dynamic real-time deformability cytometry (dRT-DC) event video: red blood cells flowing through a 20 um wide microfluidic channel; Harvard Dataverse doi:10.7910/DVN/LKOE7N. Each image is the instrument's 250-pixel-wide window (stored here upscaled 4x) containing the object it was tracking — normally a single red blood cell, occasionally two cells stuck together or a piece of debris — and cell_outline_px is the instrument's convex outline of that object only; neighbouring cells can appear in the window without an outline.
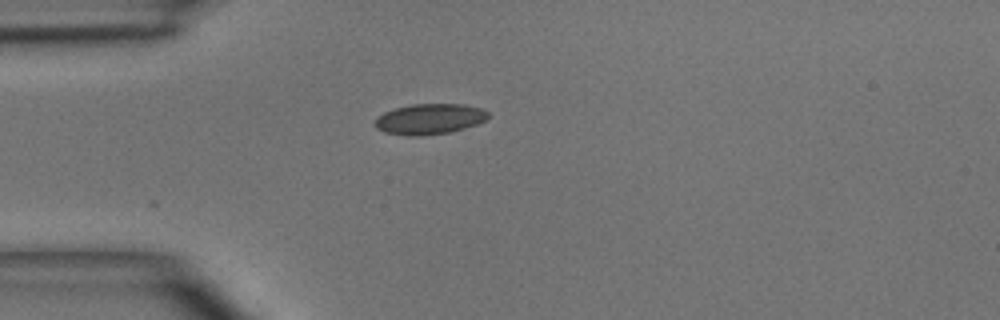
{"species": "common noctule bat (a hibernating species)", "species_latin": "Nyctalus noctula", "temperature_condition": "room temperature", "stored_images_in_passage": 7, "camera_frame_rate_fps": 3000, "um_per_image_px": 0.085, "animal": {"sex": "male", "body_mass_g": 15.6}, "frame": {"image": 1, "passage_image": 6, "time_ms": 6.667, "image_size_px": [1000, 320], "cell_outline_px": [[488, 116], [484, 120], [476, 124], [452, 132], [420, 136], [404, 136], [384, 132], [376, 128], [372, 124], [384, 112], [396, 108], [412, 104], [464, 104], [480, 108], [488, 112]], "centroid_in_image_um": [36.48, 10.13], "position_along_channel_um": 48.5, "area_um2": 20.17}}